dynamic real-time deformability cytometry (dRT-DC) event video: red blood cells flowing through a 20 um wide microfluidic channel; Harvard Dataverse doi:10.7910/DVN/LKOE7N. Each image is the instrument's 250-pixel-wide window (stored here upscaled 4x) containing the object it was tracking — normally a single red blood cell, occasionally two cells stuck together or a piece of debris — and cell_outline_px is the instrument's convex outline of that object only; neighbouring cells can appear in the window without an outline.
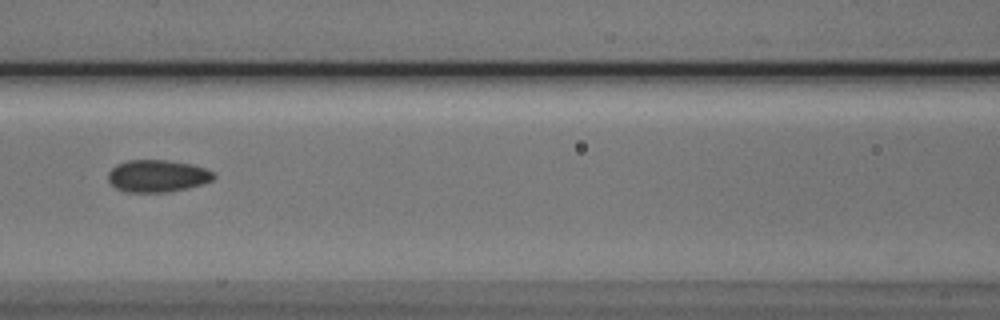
{"species": "Egyptian fruit bat (a non-hibernating species)", "species_latin": "Rousettus aegyptiacus", "temperature_condition": "cold", "stored_images_in_passage": 6, "camera_frame_rate_fps": 3000, "um_per_image_px": 0.085, "animal": {"sex": "male"}, "frame": {"image": 1, "passage_image": 6, "time_ms": 6.0, "image_size_px": [1000, 320], "cell_outline_px": [[216, 176], [212, 180], [204, 184], [188, 188], [168, 192], [124, 192], [116, 188], [108, 180], [108, 172], [116, 164], [128, 160], [168, 160], [192, 164], [216, 172]], "centroid_in_image_um": [13.4, 14.96], "position_along_channel_um": 153.2, "area_um2": 20.06}}